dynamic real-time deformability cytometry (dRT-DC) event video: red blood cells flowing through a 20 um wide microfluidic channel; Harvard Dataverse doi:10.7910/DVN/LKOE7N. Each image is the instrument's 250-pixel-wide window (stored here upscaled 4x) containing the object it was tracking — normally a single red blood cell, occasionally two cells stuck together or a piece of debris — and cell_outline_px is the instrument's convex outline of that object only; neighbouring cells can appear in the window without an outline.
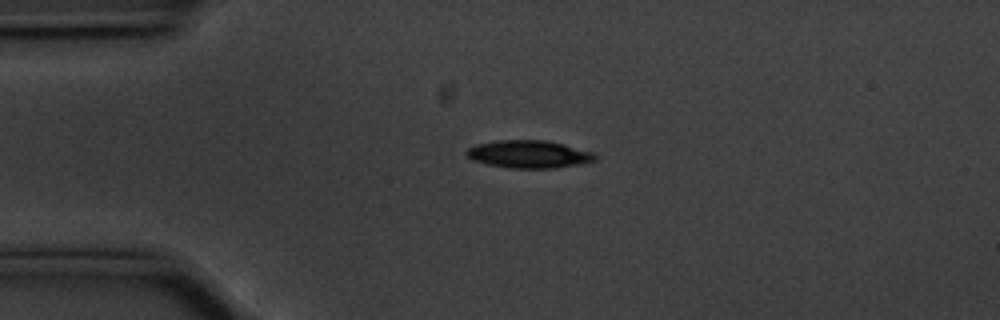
{"species": "common noctule bat (a hibernating species)", "species_latin": "Nyctalus noctula", "temperature_condition": "cold", "stored_images_in_passage": 55, "camera_frame_rate_fps": 3000, "um_per_image_px": 0.085, "animal": {"sex": "male", "body_mass_g": 20.1, "forearm_length_mm": 53.5}, "frame": {"image": 1, "passage_image": 12, "time_ms": 3.667, "image_size_px": [1000, 320], "cell_outline_px": [[596, 160], [580, 164], [552, 168], [508, 168], [488, 164], [472, 160], [464, 152], [468, 148], [476, 144], [500, 140], [544, 140], [564, 144], [596, 152]], "centroid_in_image_um": [44.97, 13.1], "position_along_channel_um": 40.0, "area_um2": 20.81}}
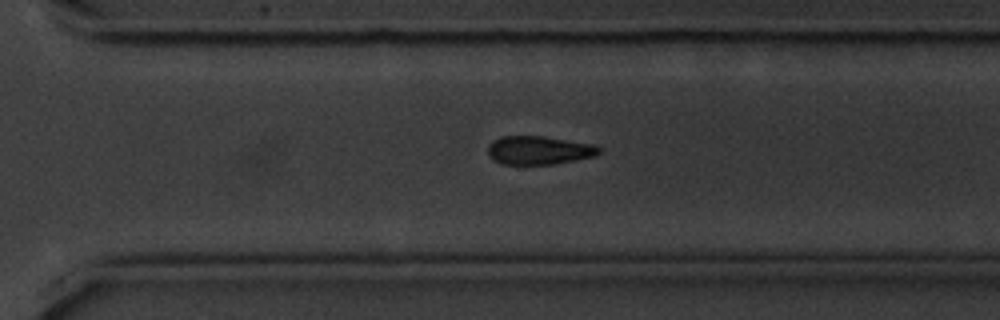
{"frame": {"image": 2, "passage_image": 38, "time_ms": 12.333, "image_size_px": [1000, 320], "cell_outline_px": [[600, 152], [596, 156], [556, 164], [500, 164], [492, 160], [488, 156], [488, 144], [492, 140], [500, 136], [544, 136], [592, 144], [600, 148]], "centroid_in_image_um": [45.76, 12.77], "position_along_channel_um": 324.8, "area_um2": 18.67}}
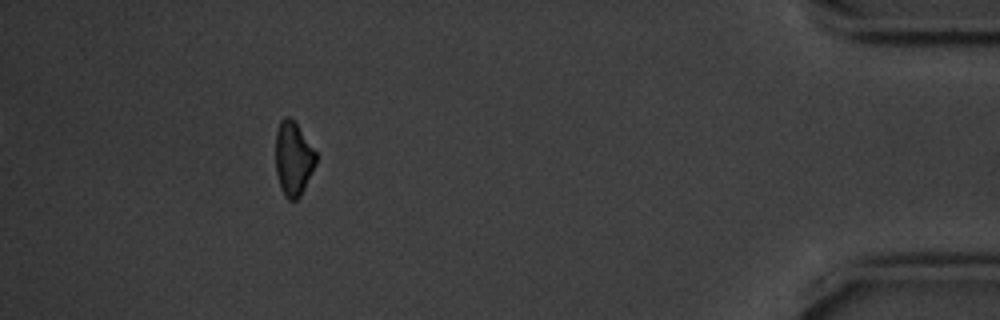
{"frame": {"image": 3, "passage_image": 50, "time_ms": 16.333, "image_size_px": [1000, 320], "cell_outline_px": [[316, 164], [300, 196], [296, 200], [288, 200], [284, 196], [280, 188], [276, 172], [276, 132], [280, 120], [284, 116], [288, 116], [296, 124], [316, 152]], "centroid_in_image_um": [24.91, 13.5], "position_along_channel_um": 410.3, "area_um2": 17.28}}